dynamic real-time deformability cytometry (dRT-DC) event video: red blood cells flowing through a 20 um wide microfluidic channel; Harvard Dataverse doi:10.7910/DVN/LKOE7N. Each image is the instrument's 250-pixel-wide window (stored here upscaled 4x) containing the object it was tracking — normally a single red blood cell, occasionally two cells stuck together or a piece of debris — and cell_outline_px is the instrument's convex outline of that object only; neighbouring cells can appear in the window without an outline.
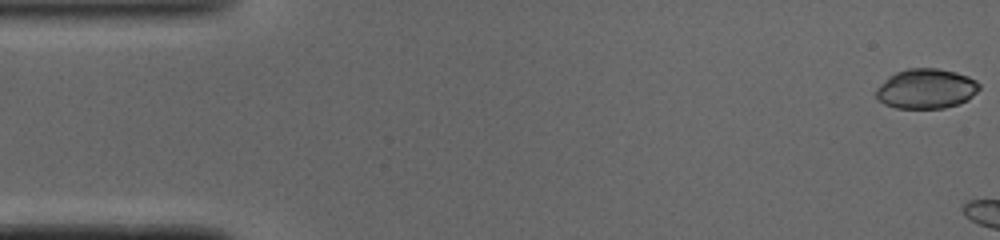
{"species": "common noctule bat (a hibernating species)", "species_latin": "Nyctalus noctula", "temperature_condition": "cold", "stored_images_in_passage": 7, "camera_frame_rate_fps": 3000, "um_per_image_px": 0.085, "animal": {"sex": "male", "body_mass_g": 19.0, "forearm_length_mm": 50.8}, "frame": {"image": 1, "passage_image": 1, "time_ms": 0.0, "image_size_px": [1000, 240], "cell_outline_px": [[980, 88], [968, 100], [944, 108], [896, 108], [884, 104], [876, 96], [876, 88], [888, 76], [896, 72], [908, 68], [936, 68], [956, 72], [968, 76], [976, 80], [980, 84]], "centroid_in_image_um": [78.72, 7.53], "position_along_channel_um": 6.3, "area_um2": 23.99}}